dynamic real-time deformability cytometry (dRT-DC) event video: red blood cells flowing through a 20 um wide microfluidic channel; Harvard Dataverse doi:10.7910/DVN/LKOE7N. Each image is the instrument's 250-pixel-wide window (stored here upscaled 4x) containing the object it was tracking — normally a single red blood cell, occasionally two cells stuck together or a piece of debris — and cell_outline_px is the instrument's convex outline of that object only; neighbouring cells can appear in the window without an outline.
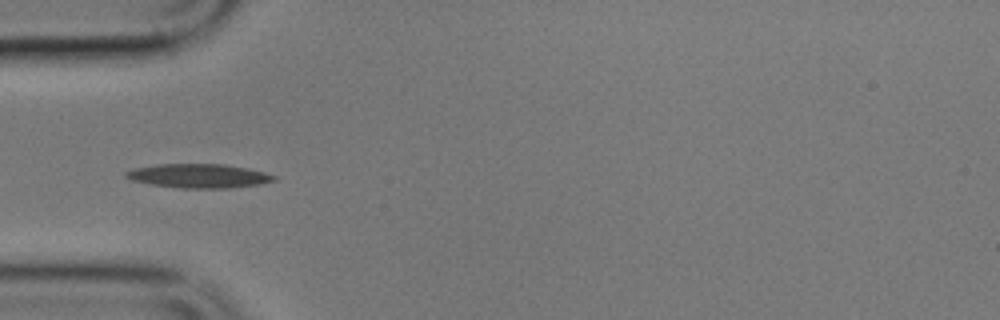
{"species": "common noctule bat (a hibernating species)", "species_latin": "Nyctalus noctula", "temperature_condition": "cold", "stored_images_in_passage": 12, "camera_frame_rate_fps": 3000, "um_per_image_px": 0.085, "animal": {"sex": "male", "body_mass_g": 17.9}, "frame": {"image": 1, "passage_image": 4, "time_ms": 4.333, "image_size_px": [1000, 320], "cell_outline_px": [[276, 180], [260, 184], [228, 188], [180, 188], [152, 184], [132, 180], [124, 176], [124, 172], [136, 168], [160, 164], [224, 164], [264, 172], [276, 176]], "centroid_in_image_um": [16.89, 14.95], "position_along_channel_um": 68.1, "area_um2": 20.46}}
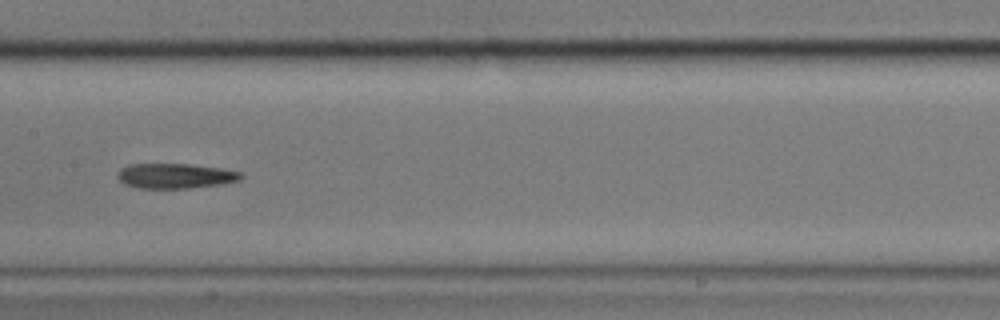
{"frame": {"image": 2, "passage_image": 7, "time_ms": 8.0, "image_size_px": [1000, 320], "cell_outline_px": [[244, 176], [240, 180], [220, 184], [188, 188], [140, 188], [124, 184], [116, 176], [116, 172], [120, 168], [128, 164], [188, 164], [220, 168], [240, 172]], "centroid_in_image_um": [14.85, 14.94], "position_along_channel_um": 192.5, "area_um2": 17.98}}
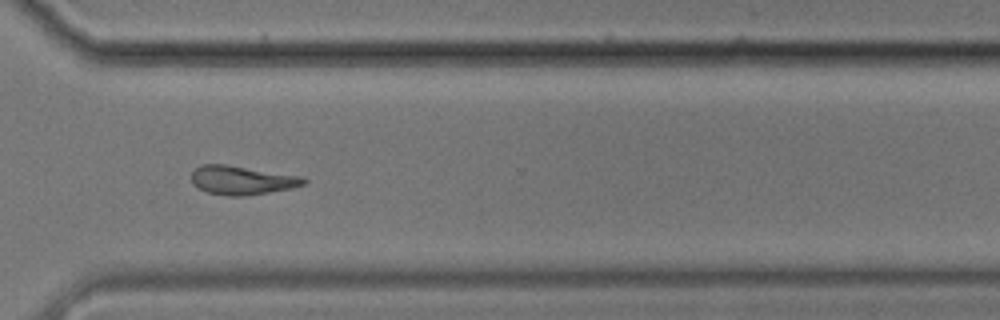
{"frame": {"image": 3, "passage_image": 11, "time_ms": 12.667, "image_size_px": [1000, 320], "cell_outline_px": [[308, 180], [304, 184], [292, 188], [244, 196], [228, 196], [208, 192], [192, 184], [192, 172], [200, 164], [228, 164], [304, 176]], "centroid_in_image_um": [20.59, 15.3], "position_along_channel_um": 350.0, "area_um2": 19.02}, "authors_computed_cell_mechanics": {"area_um2": 18.9006, "velocity_mm_per_s": 3.3791, "shape_relaxation_time_tau1_ms": 4.0242, "shape_relaxation_time_tau2_ms": 4.0243, "deformation_change_tau1": 0.1601, "deformation_change_tau2": 0.1427}}